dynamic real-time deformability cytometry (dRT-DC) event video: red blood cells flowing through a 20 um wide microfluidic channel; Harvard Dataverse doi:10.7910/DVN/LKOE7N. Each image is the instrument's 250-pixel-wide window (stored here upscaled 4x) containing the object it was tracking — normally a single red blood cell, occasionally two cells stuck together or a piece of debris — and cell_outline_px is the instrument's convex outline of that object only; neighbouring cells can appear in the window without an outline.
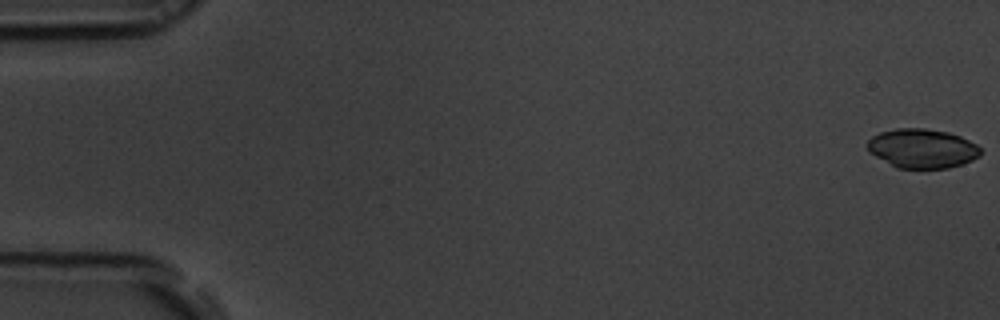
{"species": "common noctule bat (a hibernating species)", "species_latin": "Nyctalus noctula", "temperature_condition": "room temperature", "stored_images_in_passage": 10, "camera_frame_rate_fps": 3000, "um_per_image_px": 0.085, "animal": {"sex": "male", "body_mass_g": 19.5, "forearm_length_mm": 54.6}, "frame": {"image": 1, "passage_image": 1, "time_ms": 0.0, "image_size_px": [1000, 320], "cell_outline_px": [[980, 156], [964, 164], [948, 168], [896, 168], [868, 152], [868, 140], [872, 136], [880, 132], [896, 128], [924, 128], [948, 132], [960, 136], [976, 144], [980, 148]], "centroid_in_image_um": [78.38, 12.62], "position_along_channel_um": 6.6, "area_um2": 25.95}}